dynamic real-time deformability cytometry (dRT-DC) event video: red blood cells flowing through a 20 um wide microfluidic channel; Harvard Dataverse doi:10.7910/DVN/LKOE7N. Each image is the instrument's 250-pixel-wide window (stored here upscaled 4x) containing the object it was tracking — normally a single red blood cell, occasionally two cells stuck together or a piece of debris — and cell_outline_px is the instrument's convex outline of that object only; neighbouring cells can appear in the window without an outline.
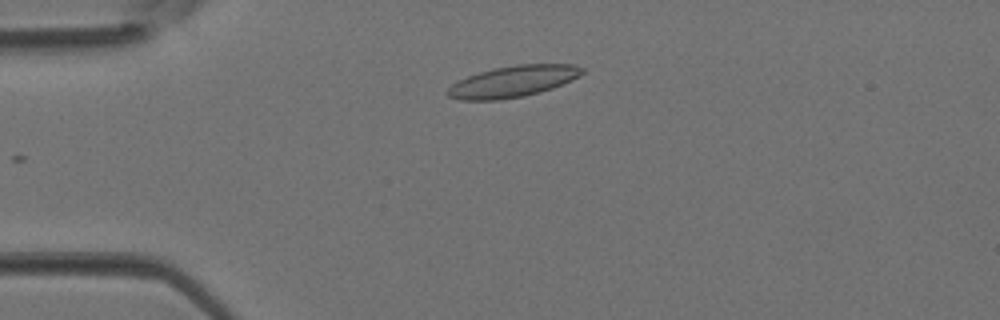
{"species": "Egyptian fruit bat (a non-hibernating species)", "species_latin": "Rousettus aegyptiacus", "temperature_condition": "room temperature", "stored_images_in_passage": 3, "camera_frame_rate_fps": 3000, "um_per_image_px": 0.085, "animal": {"sex": "female"}, "frame": {"image": 1, "passage_image": 2, "time_ms": 0.333, "image_size_px": [1000, 320], "cell_outline_px": [[584, 72], [580, 76], [572, 80], [552, 88], [540, 92], [524, 96], [500, 100], [460, 100], [448, 96], [444, 92], [452, 84], [468, 76], [480, 72], [496, 68], [516, 64], [572, 64], [584, 68]], "centroid_in_image_um": [43.61, 6.93], "position_along_channel_um": 41.4, "area_um2": 24.57}}